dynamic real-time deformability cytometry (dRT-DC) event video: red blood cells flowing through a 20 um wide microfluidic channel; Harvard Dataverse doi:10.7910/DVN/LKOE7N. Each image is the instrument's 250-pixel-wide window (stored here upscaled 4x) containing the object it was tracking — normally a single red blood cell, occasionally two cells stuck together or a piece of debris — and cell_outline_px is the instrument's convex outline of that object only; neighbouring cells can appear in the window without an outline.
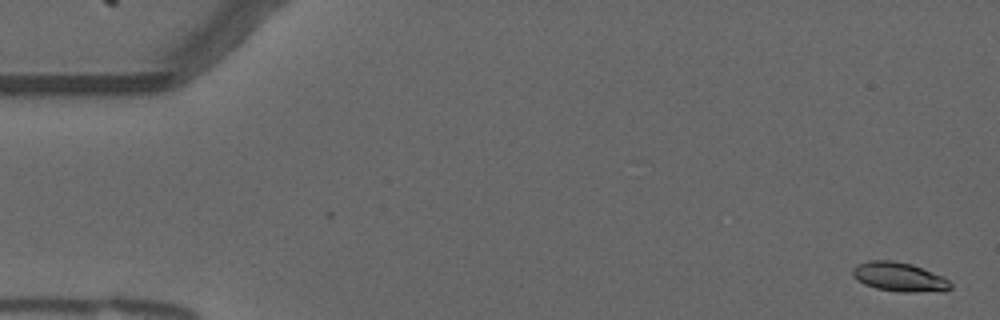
{"species": "common noctule bat (a hibernating species)", "species_latin": "Nyctalus noctula", "temperature_condition": "warm", "stored_images_in_passage": 55, "camera_frame_rate_fps": 3000, "um_per_image_px": 0.085, "animal": {"sex": "male", "forearm_length_mm": 52.5}, "frame": {"image": 1, "passage_image": 1, "time_ms": 0.0, "image_size_px": [1000, 320], "cell_outline_px": [[952, 288], [944, 292], [900, 292], [876, 288], [864, 284], [856, 280], [852, 276], [852, 268], [856, 264], [868, 260], [892, 260], [912, 264], [944, 276], [952, 284]], "centroid_in_image_um": [76.45, 23.54], "position_along_channel_um": 8.6, "area_um2": 17.05}}
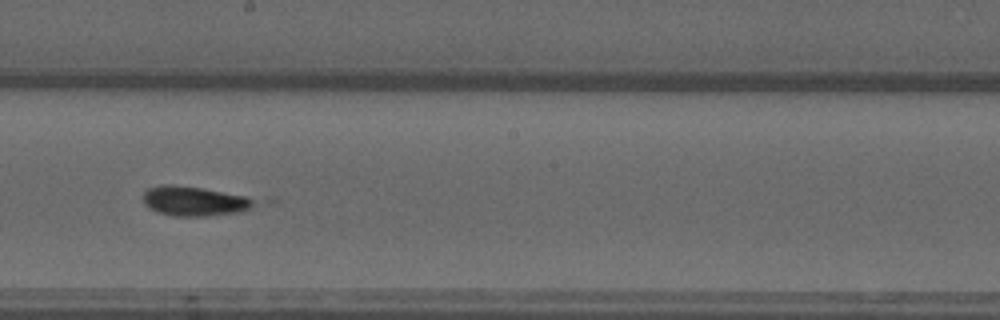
{"frame": {"image": 2, "passage_image": 30, "time_ms": 9.667, "image_size_px": [1000, 320], "cell_outline_px": [[252, 208], [240, 212], [208, 216], [172, 216], [156, 212], [148, 208], [144, 204], [144, 192], [148, 188], [164, 184], [176, 184], [200, 188], [244, 196], [252, 200]], "centroid_in_image_um": [16.43, 17.1], "position_along_channel_um": 231.8, "area_um2": 19.02}}
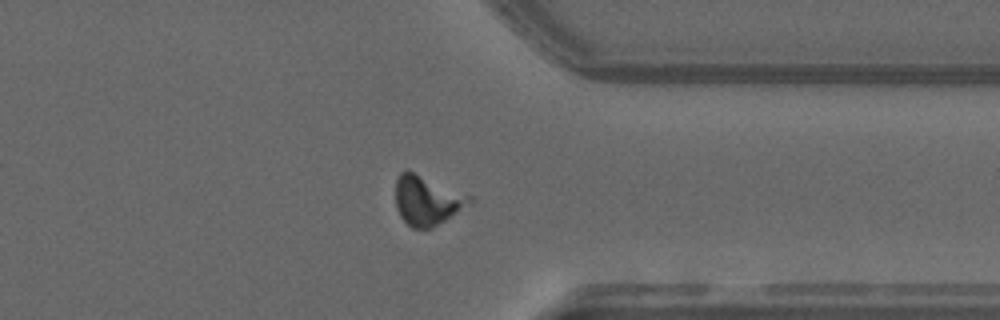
{"frame": {"image": 3, "passage_image": 42, "time_ms": 13.667, "image_size_px": [1000, 320], "cell_outline_px": [[472, 200], [444, 220], [432, 228], [412, 228], [400, 216], [396, 208], [396, 180], [400, 172], [404, 168], [472, 196]], "centroid_in_image_um": [36.23, 17.01], "position_along_channel_um": 375.2, "area_um2": 20.81}}